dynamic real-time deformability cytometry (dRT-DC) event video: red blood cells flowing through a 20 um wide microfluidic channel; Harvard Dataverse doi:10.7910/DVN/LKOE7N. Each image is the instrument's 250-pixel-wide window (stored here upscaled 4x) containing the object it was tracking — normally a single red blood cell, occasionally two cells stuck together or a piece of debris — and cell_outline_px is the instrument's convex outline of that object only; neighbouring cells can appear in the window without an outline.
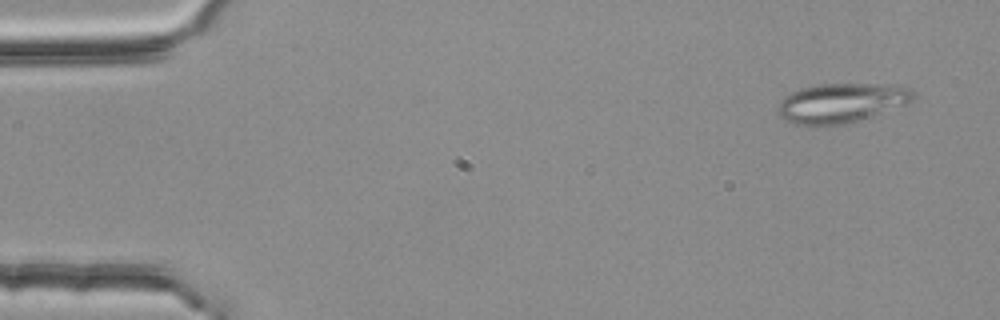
{"species": "common noctule bat (a hibernating species)", "species_latin": "Nyctalus noctula", "temperature_condition": "room temperature", "stored_images_in_passage": 15, "camera_frame_rate_fps": 3000, "um_per_image_px": 0.085, "animal": {"sex": "female", "body_mass_g": 25.1}, "frame": {"image": 1, "passage_image": 3, "time_ms": 0.667, "image_size_px": [1000, 320], "cell_outline_px": [[916, 96], [908, 104], [848, 124], [792, 124], [784, 120], [776, 112], [776, 108], [780, 100], [784, 96], [800, 88], [820, 84], [900, 84], [912, 88]], "centroid_in_image_um": [71.55, 8.73], "position_along_channel_um": 13.5, "area_um2": 31.56}}